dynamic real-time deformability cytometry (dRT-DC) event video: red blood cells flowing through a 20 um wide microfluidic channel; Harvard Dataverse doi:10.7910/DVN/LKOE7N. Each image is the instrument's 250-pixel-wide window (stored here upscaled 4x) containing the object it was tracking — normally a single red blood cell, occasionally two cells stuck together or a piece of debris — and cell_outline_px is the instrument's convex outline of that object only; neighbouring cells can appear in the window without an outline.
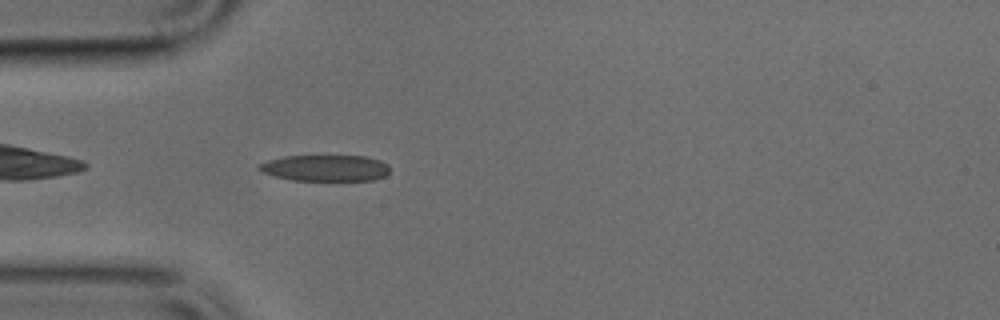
{"species": "common noctule bat (a hibernating species)", "species_latin": "Nyctalus noctula", "temperature_condition": "cold", "stored_images_in_passage": 26, "camera_frame_rate_fps": 3000, "um_per_image_px": 0.085, "animal": {"sex": "male", "body_mass_g": 17.9, "forearm_length_mm": 54.2}, "frame": {"image": 1, "passage_image": 1, "time_ms": 0.0, "image_size_px": [1000, 320], "cell_outline_px": [[388, 172], [384, 176], [372, 180], [292, 180], [276, 176], [264, 172], [256, 168], [260, 164], [268, 160], [284, 156], [364, 156], [380, 160], [388, 164]], "centroid_in_image_um": [27.66, 14.27], "position_along_channel_um": 57.3, "area_um2": 19.77}}
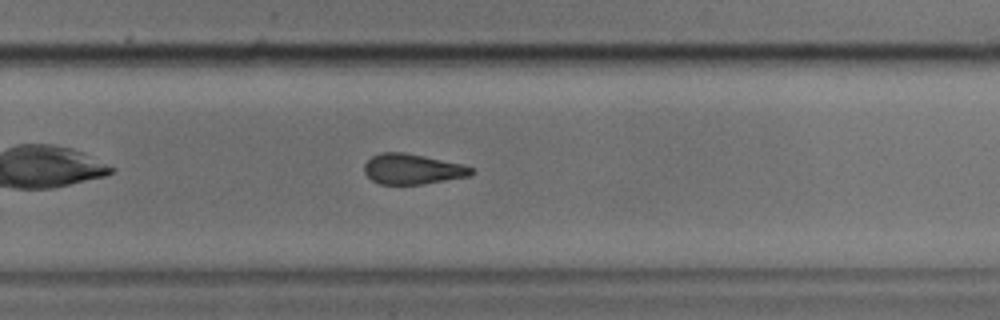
{"frame": {"image": 2, "passage_image": 19, "time_ms": 6.0, "image_size_px": [1000, 320], "cell_outline_px": [[476, 172], [468, 176], [420, 184], [380, 184], [372, 180], [364, 172], [364, 164], [372, 156], [380, 152], [404, 152], [424, 156], [460, 164], [472, 168]], "centroid_in_image_um": [35.01, 14.36], "position_along_channel_um": 294.8, "area_um2": 18.67}}
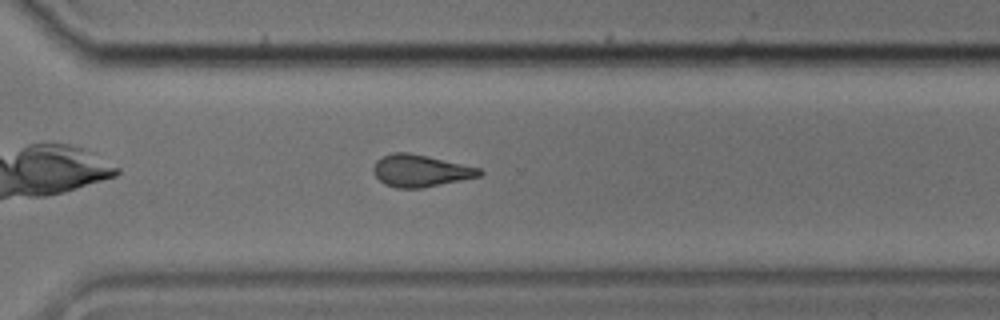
{"frame": {"image": 3, "passage_image": 22, "time_ms": 7.0, "image_size_px": [1000, 320], "cell_outline_px": [[484, 172], [480, 176], [420, 188], [396, 188], [384, 184], [372, 172], [372, 168], [376, 160], [392, 152], [408, 152], [428, 156], [480, 168]], "centroid_in_image_um": [35.7, 14.51], "position_along_channel_um": 334.9, "area_um2": 19.71}}